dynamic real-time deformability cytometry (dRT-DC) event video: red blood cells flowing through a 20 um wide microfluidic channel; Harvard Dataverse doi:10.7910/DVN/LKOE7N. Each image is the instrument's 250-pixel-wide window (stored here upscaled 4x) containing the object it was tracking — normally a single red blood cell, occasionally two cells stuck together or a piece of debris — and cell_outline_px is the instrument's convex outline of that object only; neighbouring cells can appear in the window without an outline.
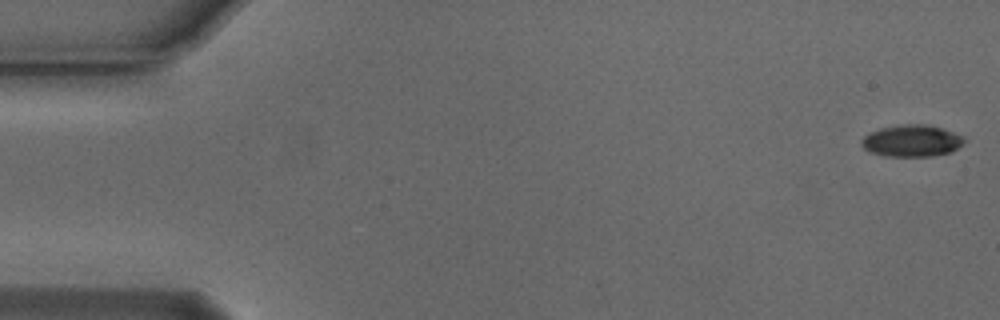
{"species": "Egyptian fruit bat (a non-hibernating species)", "species_latin": "Rousettus aegyptiacus", "temperature_condition": "cold", "stored_images_in_passage": 54, "camera_frame_rate_fps": 3000, "um_per_image_px": 0.085, "animal": {"sex": "male"}, "frame": {"image": 1, "passage_image": 1, "time_ms": 0.0, "image_size_px": [1000, 320], "cell_outline_px": [[964, 140], [956, 148], [948, 152], [932, 156], [884, 156], [868, 152], [860, 144], [860, 140], [864, 136], [880, 128], [904, 124], [928, 124], [964, 136]], "centroid_in_image_um": [77.43, 11.97], "position_along_channel_um": 7.6, "area_um2": 18.84}}
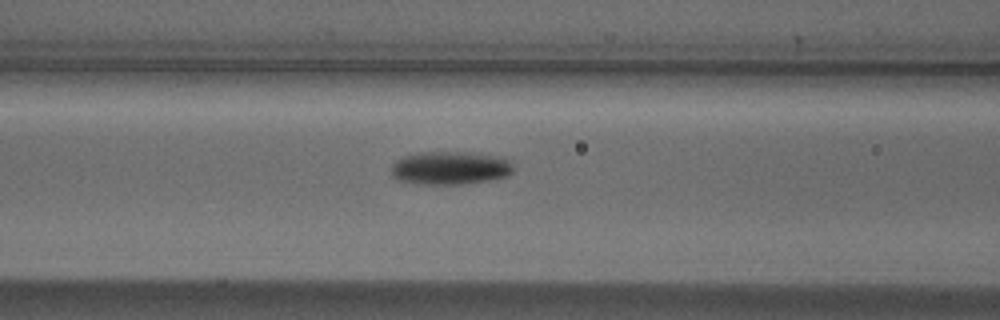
{"frame": {"image": 2, "passage_image": 22, "time_ms": 7.0, "image_size_px": [1000, 320], "cell_outline_px": [[512, 172], [508, 176], [488, 180], [456, 184], [420, 184], [396, 180], [392, 176], [392, 164], [396, 160], [404, 156], [420, 152], [472, 152], [512, 160]], "centroid_in_image_um": [38.23, 14.27], "position_along_channel_um": 128.4, "area_um2": 23.58}}
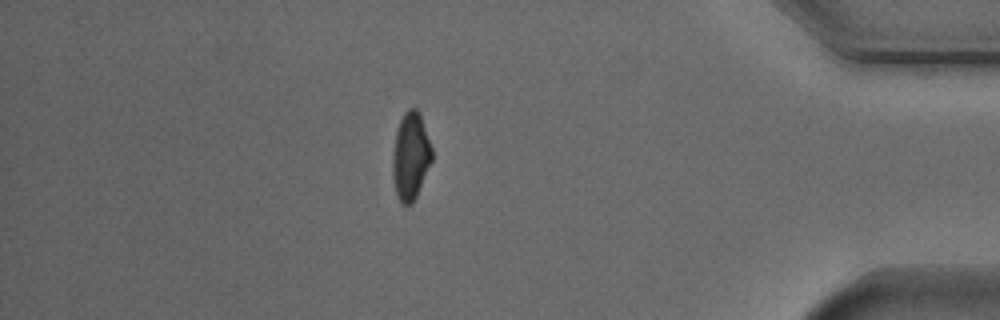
{"frame": {"image": 3, "passage_image": 47, "time_ms": 15.333, "image_size_px": [1000, 320], "cell_outline_px": [[432, 160], [416, 196], [412, 204], [404, 204], [400, 200], [396, 192], [392, 176], [392, 156], [396, 132], [400, 120], [404, 112], [408, 108], [416, 108], [420, 112], [432, 148]], "centroid_in_image_um": [34.9, 13.23], "position_along_channel_um": 400.3, "area_um2": 19.94}, "authors_computed_cell_mechanics": {"area_um2": 20.6635, "velocity_mm_per_s": 3.7666, "shape_relaxation_time_tau1_ms": 3.017, "shape_relaxation_time_tau2_ms": null, "deformation_change_tau1": 0.1238, "deformation_change_tau2": null}}